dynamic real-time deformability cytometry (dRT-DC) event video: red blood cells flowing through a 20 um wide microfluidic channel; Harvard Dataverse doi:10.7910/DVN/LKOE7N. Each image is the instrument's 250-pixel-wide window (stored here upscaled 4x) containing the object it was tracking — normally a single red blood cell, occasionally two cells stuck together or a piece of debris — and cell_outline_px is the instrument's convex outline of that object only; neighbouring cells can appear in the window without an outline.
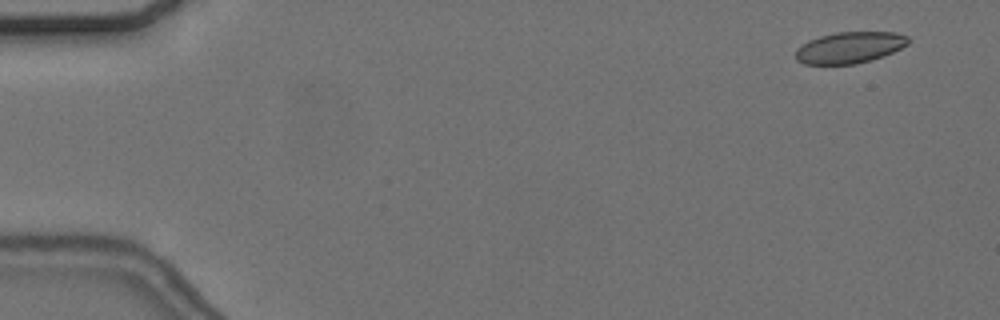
{"species": "common noctule bat (a hibernating species)", "species_latin": "Nyctalus noctula", "temperature_condition": "cold", "stored_images_in_passage": 50, "camera_frame_rate_fps": 3000, "um_per_image_px": 0.085, "animal": {"sex": "female", "body_mass_g": 24.6, "forearm_length_mm": 56.2}, "frame": {"image": 1, "passage_image": 4, "time_ms": 1.0, "image_size_px": [1000, 320], "cell_outline_px": [[908, 44], [892, 52], [856, 64], [804, 64], [796, 60], [796, 48], [808, 40], [820, 36], [836, 32], [896, 32], [908, 36]], "centroid_in_image_um": [72.18, 4.03], "position_along_channel_um": 12.8, "area_um2": 20.4}}
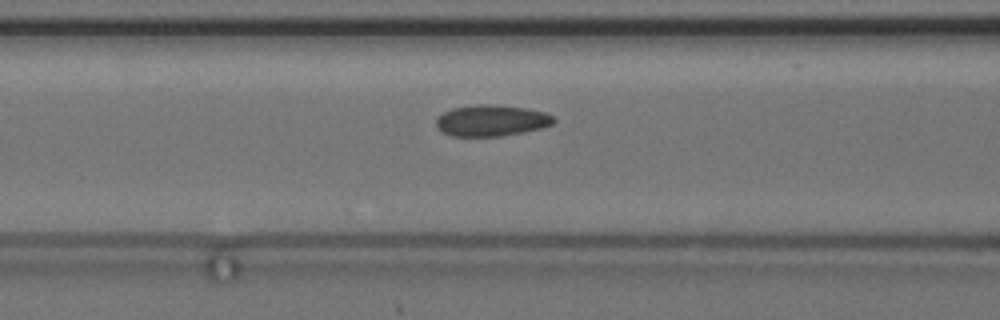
{"frame": {"image": 2, "passage_image": 24, "time_ms": 7.667, "image_size_px": [1000, 320], "cell_outline_px": [[556, 120], [552, 124], [540, 128], [524, 132], [500, 136], [452, 136], [440, 132], [436, 128], [436, 120], [444, 112], [452, 108], [476, 104], [496, 104], [528, 108], [544, 112], [552, 116]], "centroid_in_image_um": [41.75, 10.24], "position_along_channel_um": 124.9, "area_um2": 21.56}}
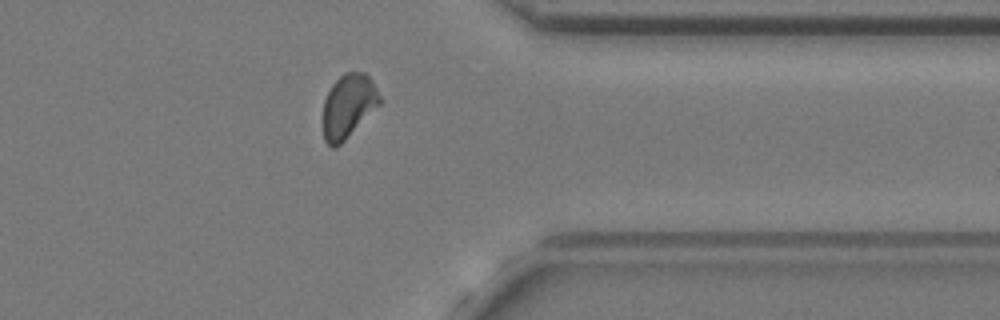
{"frame": {"image": 3, "passage_image": 46, "time_ms": 15.0, "image_size_px": [1000, 320], "cell_outline_px": [[380, 104], [336, 148], [332, 148], [324, 140], [324, 100], [332, 84], [344, 72], [364, 72], [368, 76], [376, 88], [380, 96]], "centroid_in_image_um": [29.6, 9.0], "position_along_channel_um": 381.8, "area_um2": 20.63}}